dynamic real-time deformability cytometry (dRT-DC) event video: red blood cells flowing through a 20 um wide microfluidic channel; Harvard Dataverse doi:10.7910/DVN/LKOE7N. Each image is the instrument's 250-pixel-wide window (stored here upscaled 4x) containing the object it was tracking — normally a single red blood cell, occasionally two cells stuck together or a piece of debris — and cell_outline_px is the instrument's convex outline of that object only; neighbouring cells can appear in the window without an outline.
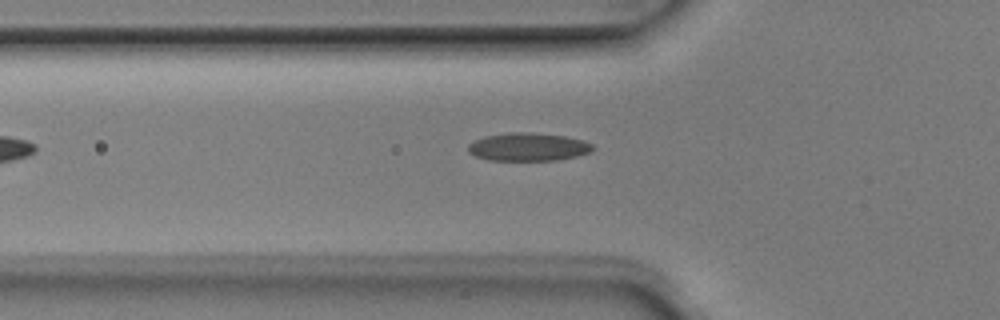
{"species": "Egyptian fruit bat (a non-hibernating species)", "species_latin": "Rousettus aegyptiacus", "temperature_condition": "room temperature", "stored_images_in_passage": 4, "camera_frame_rate_fps": 3000, "um_per_image_px": 0.085, "animal": {"sex": "male"}, "frame": {"image": 1, "passage_image": 4, "time_ms": 1.0, "image_size_px": [1000, 320], "cell_outline_px": [[596, 148], [588, 152], [576, 156], [556, 160], [488, 160], [476, 156], [468, 152], [468, 144], [484, 136], [512, 132], [528, 132], [564, 136], [584, 140], [592, 144]], "centroid_in_image_um": [44.89, 12.48], "position_along_channel_um": 80.9, "area_um2": 20.29}}